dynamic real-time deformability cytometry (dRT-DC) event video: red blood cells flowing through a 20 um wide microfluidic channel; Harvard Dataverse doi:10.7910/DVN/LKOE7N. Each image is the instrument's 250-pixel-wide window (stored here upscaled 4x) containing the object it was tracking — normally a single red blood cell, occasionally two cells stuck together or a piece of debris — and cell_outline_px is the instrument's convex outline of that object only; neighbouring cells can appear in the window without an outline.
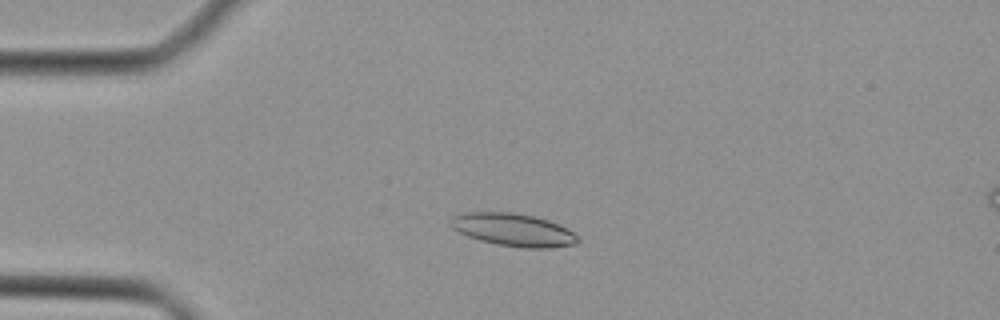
{"species": "Egyptian fruit bat (a non-hibernating species)", "species_latin": "Rousettus aegyptiacus", "temperature_condition": "cold", "stored_images_in_passage": 44, "camera_frame_rate_fps": 3000, "um_per_image_px": 0.085, "animal": {"sex": "female"}, "frame": {"image": 1, "passage_image": 11, "time_ms": 3.333, "image_size_px": [1000, 320], "cell_outline_px": [[580, 240], [572, 244], [548, 248], [524, 248], [496, 244], [480, 240], [468, 236], [452, 228], [452, 216], [460, 212], [512, 212], [532, 216], [548, 220], [568, 228]], "centroid_in_image_um": [43.61, 19.52], "position_along_channel_um": 41.4, "area_um2": 24.04}}
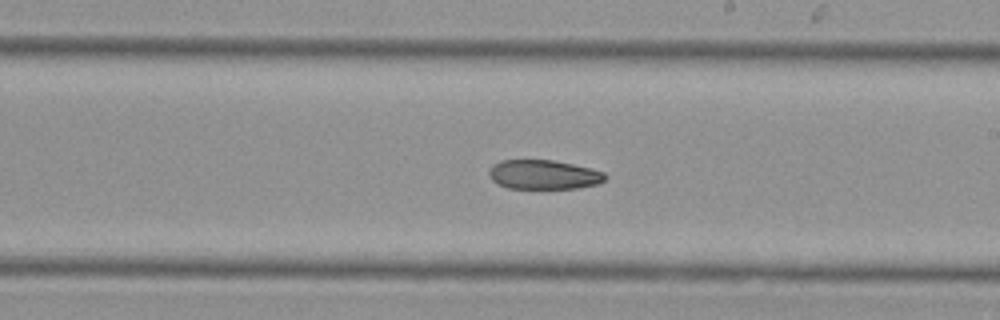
{"frame": {"image": 2, "passage_image": 26, "time_ms": 8.333, "image_size_px": [1000, 320], "cell_outline_px": [[608, 176], [604, 180], [596, 184], [580, 188], [508, 188], [496, 184], [488, 176], [488, 172], [492, 164], [500, 160], [552, 160], [572, 164], [604, 172]], "centroid_in_image_um": [46.16, 14.84], "position_along_channel_um": 242.8, "area_um2": 19.88}}
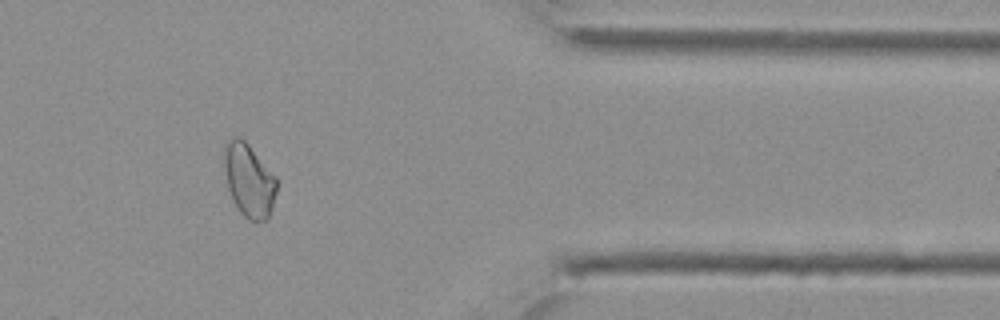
{"frame": {"image": 3, "passage_image": 37, "time_ms": 12.0, "image_size_px": [1000, 320], "cell_outline_px": [[276, 192], [272, 208], [268, 220], [248, 220], [240, 212], [228, 188], [224, 164], [224, 148], [228, 140], [236, 136], [240, 136], [248, 144], [276, 176]], "centroid_in_image_um": [21.17, 15.31], "position_along_channel_um": 390.2, "area_um2": 22.14}}